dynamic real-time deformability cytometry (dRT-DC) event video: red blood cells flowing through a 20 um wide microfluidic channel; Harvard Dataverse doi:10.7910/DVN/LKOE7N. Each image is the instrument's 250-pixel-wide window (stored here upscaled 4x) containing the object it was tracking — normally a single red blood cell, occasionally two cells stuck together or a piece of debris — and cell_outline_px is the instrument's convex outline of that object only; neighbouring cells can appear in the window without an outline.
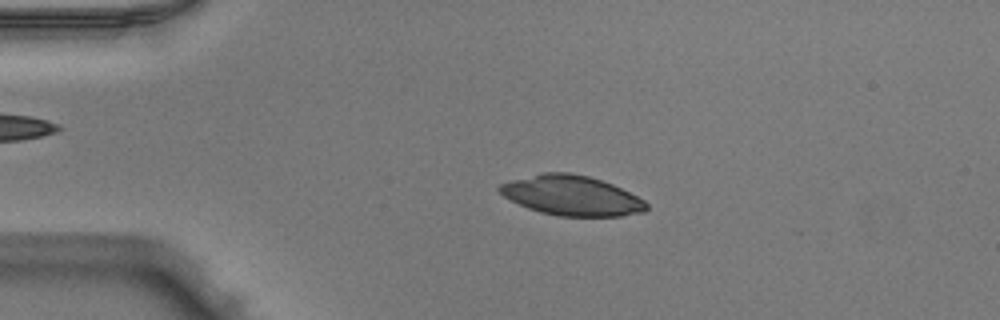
{"species": "Egyptian fruit bat (a non-hibernating species)", "species_latin": "Rousettus aegyptiacus", "temperature_condition": "warm", "stored_images_in_passage": 50, "camera_frame_rate_fps": 3000, "um_per_image_px": 0.085, "animal": {"sex": "male"}, "frame": {"image": 1, "passage_image": 11, "time_ms": 3.333, "image_size_px": [1000, 320], "cell_outline_px": [[648, 208], [644, 212], [624, 216], [560, 216], [540, 212], [528, 208], [504, 196], [496, 188], [500, 184], [512, 180], [544, 172], [568, 172], [588, 176], [612, 184], [644, 200], [648, 204]], "centroid_in_image_um": [48.6, 16.63], "position_along_channel_um": 36.4, "area_um2": 33.87}}
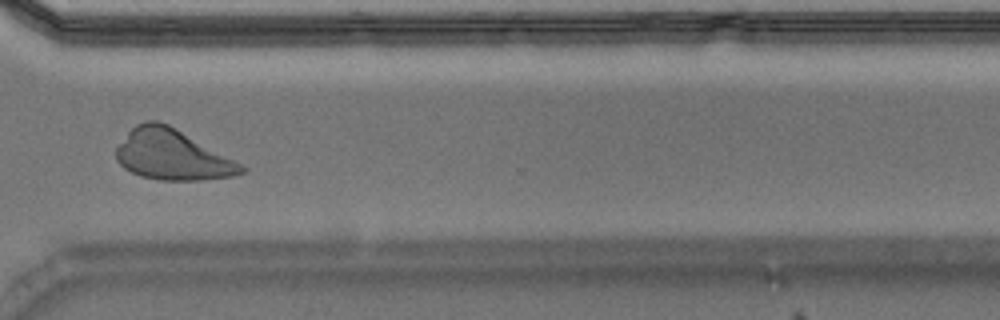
{"frame": {"image": 2, "passage_image": 38, "time_ms": 12.333, "image_size_px": [1000, 320], "cell_outline_px": [[248, 168], [244, 172], [236, 176], [200, 180], [156, 180], [140, 176], [124, 168], [116, 160], [116, 148], [128, 132], [136, 124], [144, 120], [156, 120], [168, 124]], "centroid_in_image_um": [14.61, 13.17], "position_along_channel_um": 356.0, "area_um2": 36.47}}